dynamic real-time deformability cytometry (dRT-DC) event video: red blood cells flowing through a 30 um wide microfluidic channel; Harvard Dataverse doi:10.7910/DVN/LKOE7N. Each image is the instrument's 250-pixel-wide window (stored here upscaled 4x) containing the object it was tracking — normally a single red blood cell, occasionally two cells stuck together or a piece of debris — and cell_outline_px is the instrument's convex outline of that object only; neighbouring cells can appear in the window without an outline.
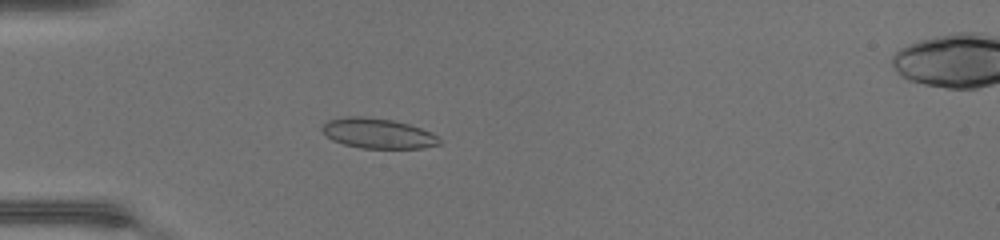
{"species": "common noctule bat (a hibernating species)", "species_latin": "Nyctalus noctula", "temperature_condition": "warm", "stored_images_in_passage": 47, "camera_frame_rate_fps": 3000, "um_per_image_px": 0.085, "animal": {"sex": "female", "body_mass_g": 17.0, "forearm_length_mm": 48.0}, "frame": {"image": 1, "passage_image": 15, "time_ms": 4.667, "image_size_px": [1000, 240], "cell_outline_px": [[440, 144], [420, 148], [360, 148], [344, 144], [332, 140], [324, 132], [324, 124], [328, 120], [392, 120], [408, 124], [420, 128], [436, 136], [440, 140]], "centroid_in_image_um": [32.21, 11.41], "position_along_channel_um": 52.8, "area_um2": 19.02}}
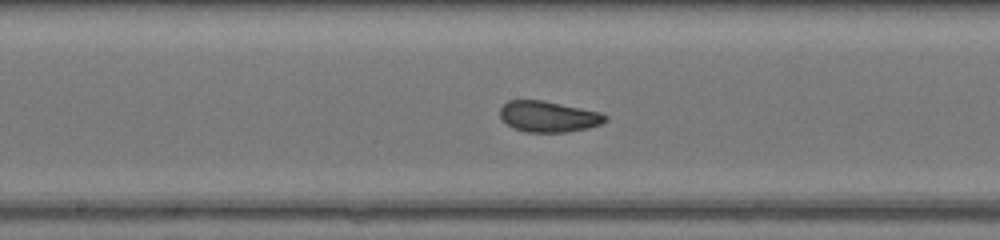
{"frame": {"image": 2, "passage_image": 26, "time_ms": 8.333, "image_size_px": [1000, 240], "cell_outline_px": [[608, 116], [600, 124], [588, 128], [568, 132], [528, 132], [516, 128], [508, 124], [500, 116], [500, 108], [508, 100], [540, 100], [596, 112]], "centroid_in_image_um": [46.57, 9.91], "position_along_channel_um": 201.6, "area_um2": 18.38}}
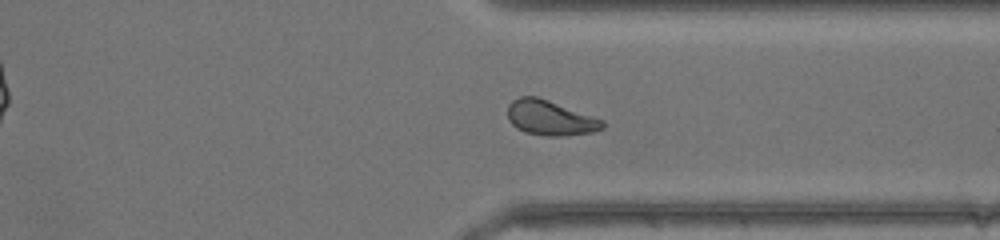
{"frame": {"image": 3, "passage_image": 37, "time_ms": 12.0, "image_size_px": [1000, 240], "cell_outline_px": [[604, 128], [592, 132], [560, 136], [548, 136], [524, 132], [516, 128], [508, 120], [508, 104], [512, 100], [520, 96], [536, 96], [548, 100], [604, 120]], "centroid_in_image_um": [46.74, 10.02], "position_along_channel_um": 364.7, "area_um2": 19.25}, "authors_computed_cell_mechanics": {"area_um2": 19.2474, "velocity_mm_per_s": 4.4569, "shape_relaxation_time_tau1_ms": 3.3846, "shape_relaxation_time_tau2_ms": 1.2961, "deformation_change_tau1": 0.1076, "deformation_change_tau2": 0.0585}}